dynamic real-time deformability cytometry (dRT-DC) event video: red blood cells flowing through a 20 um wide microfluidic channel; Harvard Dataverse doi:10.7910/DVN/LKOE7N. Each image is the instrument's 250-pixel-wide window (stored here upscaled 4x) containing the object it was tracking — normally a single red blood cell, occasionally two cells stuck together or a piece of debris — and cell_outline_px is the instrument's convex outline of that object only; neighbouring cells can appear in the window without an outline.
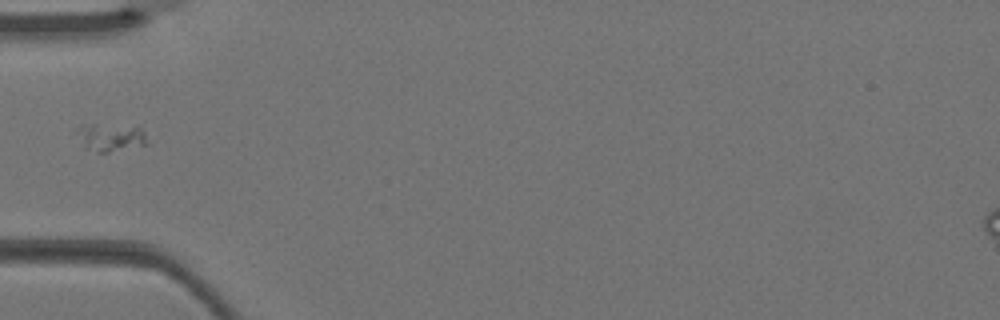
{"species": "Egyptian fruit bat (a non-hibernating species)", "species_latin": "Rousettus aegyptiacus", "temperature_condition": "warm", "stored_images_in_passage": 4, "camera_frame_rate_fps": 3000, "um_per_image_px": 0.085, "animal": {"sex": "female"}, "frame": {"image": 1, "passage_image": 4, "time_ms": 1.0, "image_size_px": [1000, 320], "cell_outline_px": [[148, 144], [108, 152], [96, 152], [84, 148], [80, 128], [80, 124], [92, 124], [140, 128], [144, 132]], "centroid_in_image_um": [9.44, 11.7], "position_along_channel_um": 75.6, "area_um2": 10.75}}